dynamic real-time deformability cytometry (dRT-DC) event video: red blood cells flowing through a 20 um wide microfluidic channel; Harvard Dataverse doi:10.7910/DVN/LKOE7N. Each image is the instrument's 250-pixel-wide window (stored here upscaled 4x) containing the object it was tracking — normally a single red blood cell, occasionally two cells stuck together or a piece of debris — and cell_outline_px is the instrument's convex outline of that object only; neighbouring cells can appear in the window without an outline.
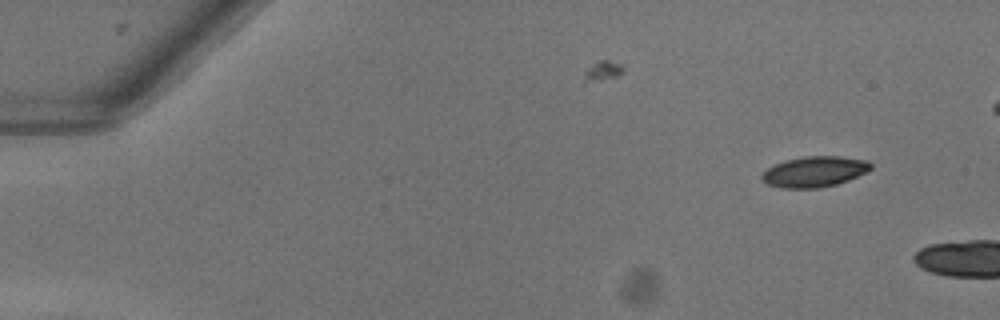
{"species": "common noctule bat (a hibernating species)", "species_latin": "Nyctalus noctula", "temperature_condition": "warm", "stored_images_in_passage": 5, "camera_frame_rate_fps": 3000, "um_per_image_px": 0.085, "animal": {"sex": "female"}, "frame": {"image": 1, "passage_image": 1, "time_ms": 0.0, "image_size_px": [1000, 320], "cell_outline_px": [[872, 168], [868, 172], [848, 180], [836, 184], [820, 188], [780, 188], [768, 184], [760, 180], [760, 176], [768, 168], [776, 164], [788, 160], [804, 156], [840, 156], [868, 160], [872, 164]], "centroid_in_image_um": [69.26, 14.59], "position_along_channel_um": 15.7, "area_um2": 19.54}}